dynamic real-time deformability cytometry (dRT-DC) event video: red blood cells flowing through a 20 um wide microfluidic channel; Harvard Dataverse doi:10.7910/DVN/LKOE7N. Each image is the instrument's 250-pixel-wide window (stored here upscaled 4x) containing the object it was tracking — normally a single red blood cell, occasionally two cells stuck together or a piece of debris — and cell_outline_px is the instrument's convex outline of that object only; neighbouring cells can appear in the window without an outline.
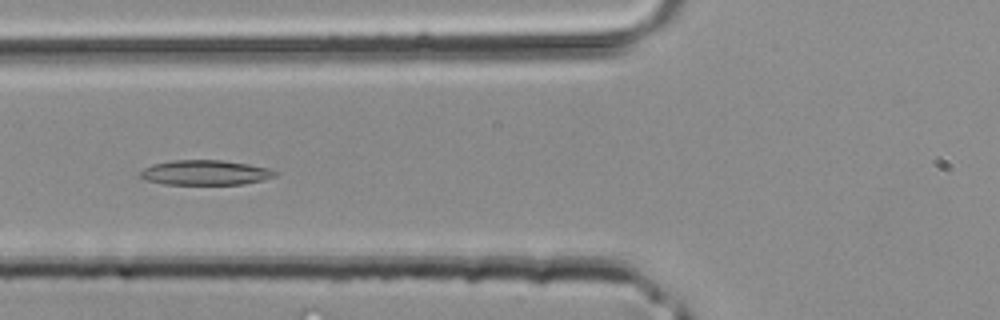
{"species": "common noctule bat (a hibernating species)", "species_latin": "Nyctalus noctula", "temperature_condition": "room temperature", "stored_images_in_passage": 38, "camera_frame_rate_fps": 3000, "um_per_image_px": 0.085, "animal": {"sex": "male", "body_mass_g": 20.4}, "frame": {"image": 1, "passage_image": 13, "time_ms": 4.0, "image_size_px": [1000, 320], "cell_outline_px": [[280, 172], [276, 176], [264, 180], [244, 184], [164, 184], [144, 180], [140, 176], [140, 172], [144, 168], [152, 164], [172, 160], [224, 160], [248, 164], [268, 168]], "centroid_in_image_um": [17.47, 14.67], "position_along_channel_um": 108.3, "area_um2": 19.71}}
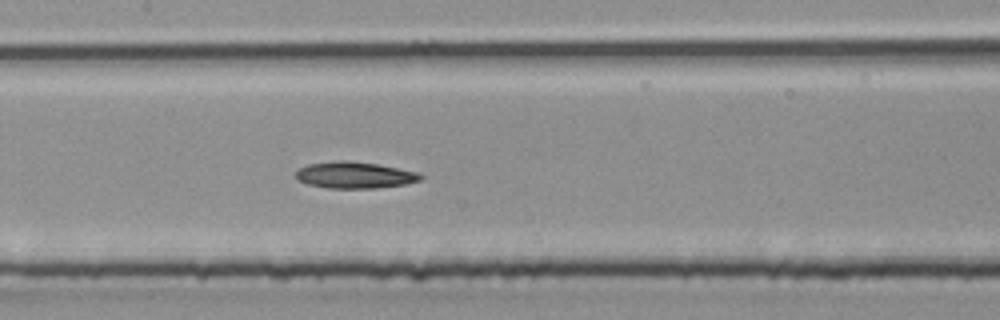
{"frame": {"image": 2, "passage_image": 17, "time_ms": 5.333, "image_size_px": [1000, 320], "cell_outline_px": [[424, 176], [420, 180], [404, 184], [376, 188], [328, 188], [308, 184], [296, 180], [296, 172], [300, 168], [308, 164], [336, 160], [348, 160], [376, 164], [416, 172]], "centroid_in_image_um": [30.1, 14.88], "position_along_channel_um": 177.3, "area_um2": 19.13}}
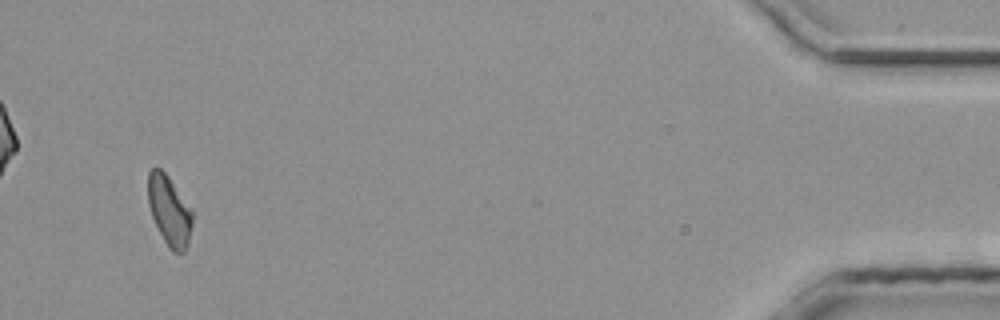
{"frame": {"image": 3, "passage_image": 36, "time_ms": 11.667, "image_size_px": [1000, 320], "cell_outline_px": [[192, 224], [188, 244], [184, 252], [172, 252], [168, 248], [152, 216], [148, 204], [148, 172], [152, 168], [160, 168], [168, 176], [192, 208]], "centroid_in_image_um": [14.4, 17.9], "position_along_channel_um": 420.8, "area_um2": 18.03}}